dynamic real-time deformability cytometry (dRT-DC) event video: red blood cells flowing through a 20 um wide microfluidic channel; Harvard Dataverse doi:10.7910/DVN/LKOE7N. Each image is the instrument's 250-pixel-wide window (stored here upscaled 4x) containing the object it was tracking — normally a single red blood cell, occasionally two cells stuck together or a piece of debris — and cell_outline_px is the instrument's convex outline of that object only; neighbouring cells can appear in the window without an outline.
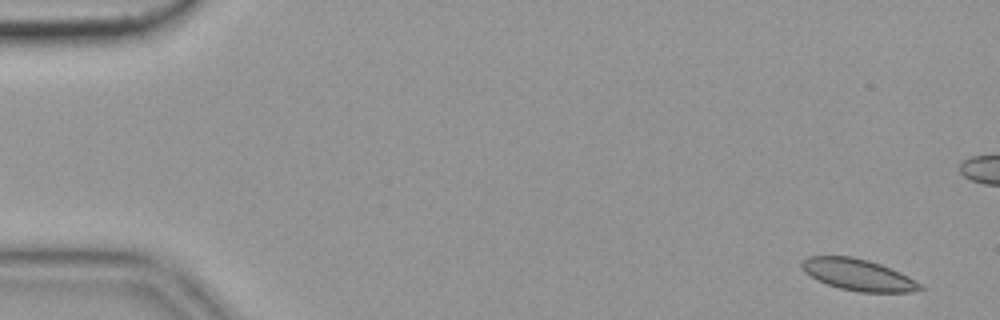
{"species": "common noctule bat (a hibernating species)", "species_latin": "Nyctalus noctula", "temperature_condition": "cold", "stored_images_in_passage": 16, "camera_frame_rate_fps": 3000, "um_per_image_px": 0.085, "animal": {"sex": "female", "body_mass_g": 19.9}, "frame": {"image": 1, "passage_image": 3, "time_ms": 0.667, "image_size_px": [1000, 320], "cell_outline_px": [[924, 288], [912, 292], [860, 292], [840, 288], [816, 280], [804, 272], [800, 268], [800, 260], [808, 256], [852, 256], [868, 260], [880, 264], [900, 272], [908, 276], [920, 284]], "centroid_in_image_um": [72.88, 23.34], "position_along_channel_um": 12.1, "area_um2": 21.79}}